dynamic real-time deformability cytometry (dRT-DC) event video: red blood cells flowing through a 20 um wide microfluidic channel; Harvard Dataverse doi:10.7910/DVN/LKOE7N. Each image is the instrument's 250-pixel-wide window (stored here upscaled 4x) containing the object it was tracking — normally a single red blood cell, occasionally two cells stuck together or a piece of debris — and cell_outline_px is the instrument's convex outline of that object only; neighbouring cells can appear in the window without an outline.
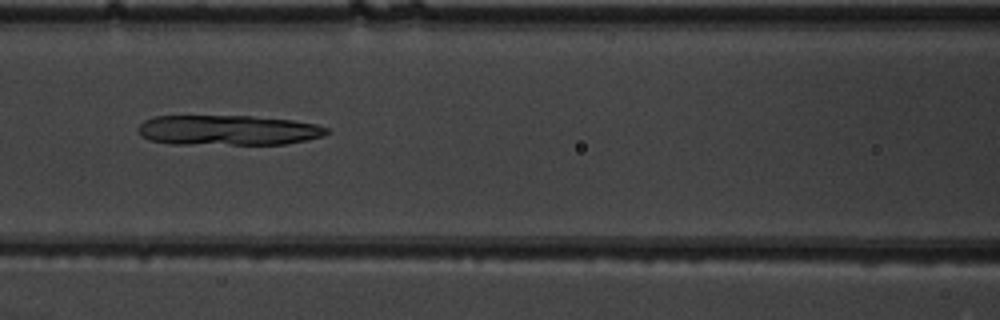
{"species": "common noctule bat (a hibernating species)", "species_latin": "Nyctalus noctula", "temperature_condition": "warm", "stored_images_in_passage": 8, "camera_frame_rate_fps": 3000, "um_per_image_px": 0.085, "animal": {"sex": "male", "body_mass_g": 19.5, "forearm_length_mm": 54.6}, "frame": {"image": 1, "passage_image": 7, "time_ms": 2.0, "image_size_px": [1000, 320], "cell_outline_px": [[332, 132], [324, 136], [284, 144], [172, 144], [148, 140], [140, 136], [136, 128], [144, 120], [152, 116], [252, 116], [292, 120], [316, 124], [328, 128]], "centroid_in_image_um": [19.35, 11.07], "position_along_channel_um": 147.3, "area_um2": 33.41}}
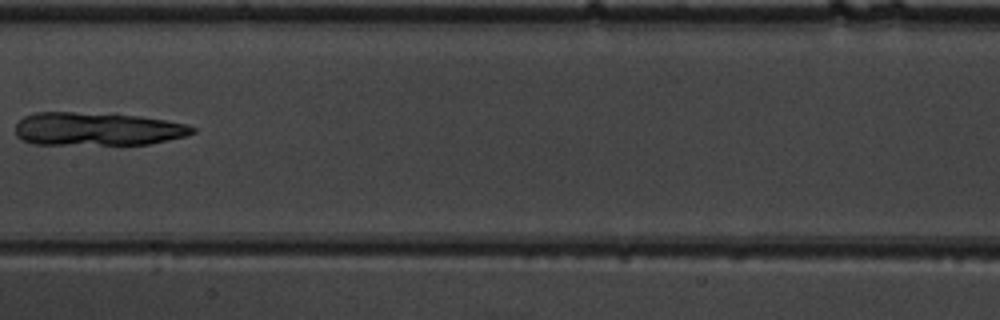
{"frame": {"image": 2, "passage_image": 8, "time_ms": 2.333, "image_size_px": [1000, 320], "cell_outline_px": [[196, 132], [184, 136], [148, 144], [36, 144], [20, 140], [16, 136], [16, 124], [24, 116], [36, 112], [72, 112], [140, 116], [188, 124], [196, 128]], "centroid_in_image_um": [8.24, 10.96], "position_along_channel_um": 199.2, "area_um2": 34.1}}